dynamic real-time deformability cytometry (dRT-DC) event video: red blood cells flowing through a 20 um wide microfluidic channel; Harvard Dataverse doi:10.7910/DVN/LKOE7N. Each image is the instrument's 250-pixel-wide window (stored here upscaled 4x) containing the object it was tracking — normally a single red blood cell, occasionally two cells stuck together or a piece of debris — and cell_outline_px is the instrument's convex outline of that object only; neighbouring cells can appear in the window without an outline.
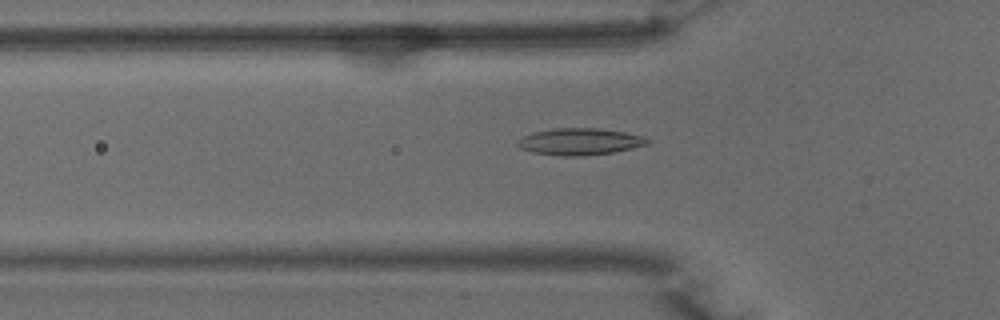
{"species": "common noctule bat (a hibernating species)", "species_latin": "Nyctalus noctula", "temperature_condition": "warm", "stored_images_in_passage": 50, "camera_frame_rate_fps": 3000, "um_per_image_px": 0.085, "animal": {"sex": "male", "body_mass_g": 15.6}, "frame": {"image": 1, "passage_image": 16, "time_ms": 5.0, "image_size_px": [1000, 320], "cell_outline_px": [[652, 140], [648, 144], [632, 148], [612, 152], [584, 156], [564, 156], [532, 152], [520, 148], [516, 144], [516, 140], [532, 132], [552, 128], [596, 128], [624, 132], [640, 136]], "centroid_in_image_um": [49.24, 12.03], "position_along_channel_um": 76.6, "area_um2": 20.23}}
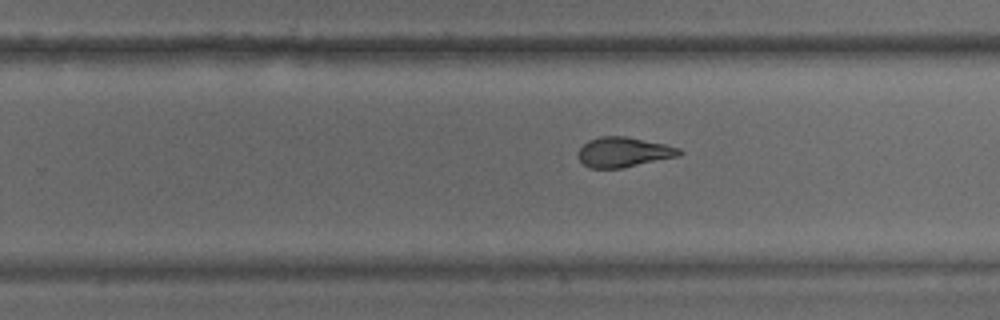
{"frame": {"image": 2, "passage_image": 31, "time_ms": 10.0, "image_size_px": [1000, 320], "cell_outline_px": [[684, 152], [680, 156], [620, 168], [588, 168], [576, 156], [576, 152], [588, 140], [600, 136], [624, 136], [664, 144], [680, 148]], "centroid_in_image_um": [52.98, 12.93], "position_along_channel_um": 276.8, "area_um2": 17.69}}
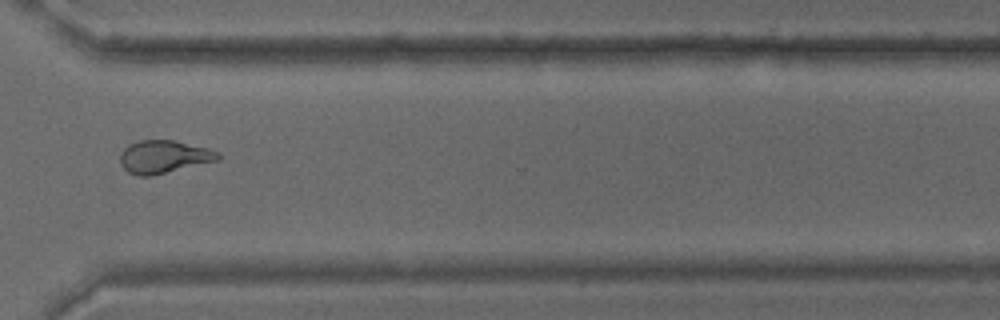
{"frame": {"image": 3, "passage_image": 37, "time_ms": 12.0, "image_size_px": [1000, 320], "cell_outline_px": [[220, 160], [152, 176], [136, 176], [128, 172], [120, 164], [120, 156], [124, 148], [128, 144], [140, 140], [176, 140], [208, 148], [220, 152]], "centroid_in_image_um": [13.94, 13.33], "position_along_channel_um": 356.7, "area_um2": 19.02}, "authors_computed_cell_mechanics": {"area_um2": 19.2185, "velocity_mm_per_s": 3.9843, "shape_relaxation_time_tau1_ms": 8.0364, "shape_relaxation_time_tau2_ms": 1.5651, "deformation_change_tau1": 0.2302, "deformation_change_tau2": 0.0882}}